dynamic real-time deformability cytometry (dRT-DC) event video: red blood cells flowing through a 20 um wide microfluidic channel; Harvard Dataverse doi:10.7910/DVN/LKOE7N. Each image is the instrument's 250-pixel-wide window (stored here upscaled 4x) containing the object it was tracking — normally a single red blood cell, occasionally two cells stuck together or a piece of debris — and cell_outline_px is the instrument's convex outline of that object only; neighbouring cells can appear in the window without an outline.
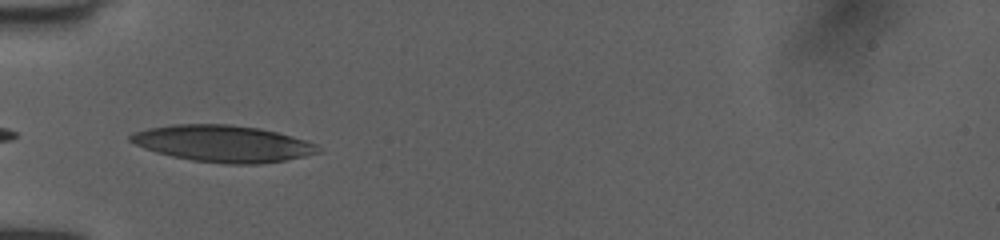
{"species": "human", "species_latin": "Homo sapiens", "temperature_condition": "room temperature", "stored_images_in_passage": 18, "camera_frame_rate_fps": 3000, "um_per_image_px": 0.085, "donor": {"sex": "female"}, "frame": {"image": 1, "passage_image": 5, "time_ms": 1.333, "image_size_px": [1000, 240], "cell_outline_px": [[320, 152], [304, 156], [284, 160], [260, 164], [224, 164], [192, 160], [172, 156], [156, 152], [144, 148], [128, 140], [128, 136], [136, 132], [148, 128], [172, 124], [228, 124], [260, 128], [292, 136], [316, 144], [320, 148]], "centroid_in_image_um": [18.94, 12.2], "position_along_channel_um": 66.1, "area_um2": 39.94}}
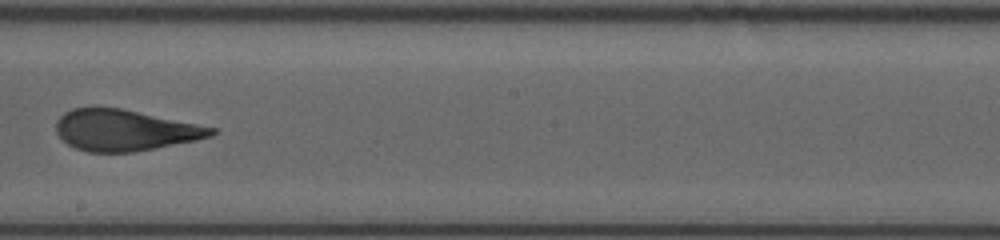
{"frame": {"image": 2, "passage_image": 9, "time_ms": 2.667, "image_size_px": [1000, 240], "cell_outline_px": [[216, 132], [212, 136], [196, 140], [132, 152], [88, 152], [76, 148], [68, 144], [56, 132], [56, 120], [64, 112], [72, 108], [120, 108], [216, 128]], "centroid_in_image_um": [10.58, 11.07], "position_along_channel_um": 237.6, "area_um2": 36.7}}
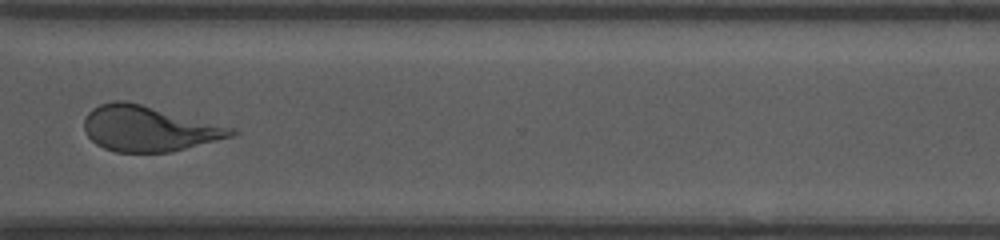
{"frame": {"image": 3, "passage_image": 12, "time_ms": 3.667, "image_size_px": [1000, 240], "cell_outline_px": [[236, 132], [232, 136], [172, 152], [116, 152], [104, 148], [96, 144], [88, 136], [84, 128], [84, 120], [88, 112], [92, 108], [100, 104], [112, 100], [124, 100], [236, 128]], "centroid_in_image_um": [12.61, 10.93], "position_along_channel_um": 358.0, "area_um2": 38.73}}